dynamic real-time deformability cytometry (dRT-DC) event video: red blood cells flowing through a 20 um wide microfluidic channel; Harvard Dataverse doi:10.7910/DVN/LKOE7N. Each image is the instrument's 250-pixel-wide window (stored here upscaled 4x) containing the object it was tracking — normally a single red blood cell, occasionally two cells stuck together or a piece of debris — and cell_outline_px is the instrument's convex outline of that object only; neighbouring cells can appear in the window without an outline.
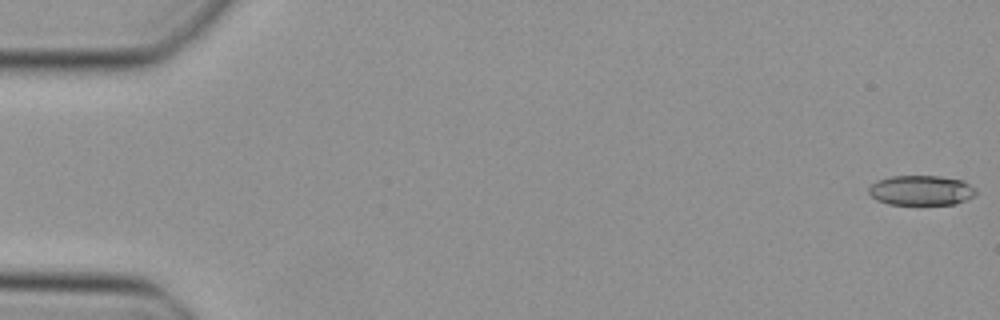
{"species": "Egyptian fruit bat (a non-hibernating species)", "species_latin": "Rousettus aegyptiacus", "temperature_condition": "cold", "stored_images_in_passage": 49, "camera_frame_rate_fps": 3000, "um_per_image_px": 0.085, "animal": {"sex": "female"}, "frame": {"image": 1, "passage_image": 1, "time_ms": 0.0, "image_size_px": [1000, 320], "cell_outline_px": [[976, 192], [972, 196], [956, 204], [888, 204], [876, 200], [868, 192], [868, 188], [876, 180], [892, 176], [940, 176], [964, 180], [976, 188]], "centroid_in_image_um": [78.29, 16.17], "position_along_channel_um": 6.7, "area_um2": 18.73}}
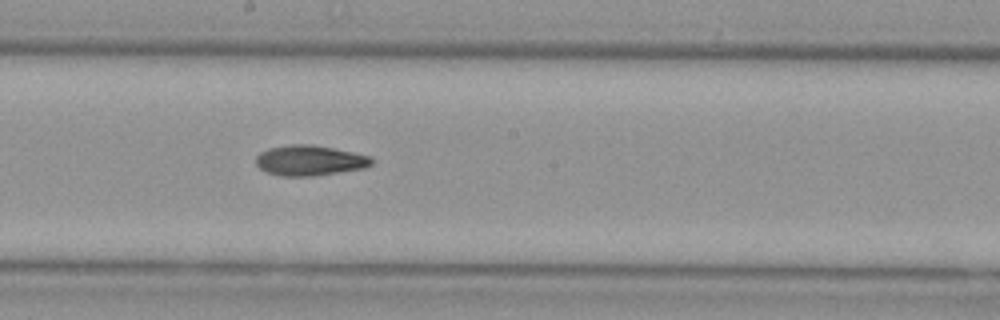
{"frame": {"image": 2, "passage_image": 27, "time_ms": 8.667, "image_size_px": [1000, 320], "cell_outline_px": [[372, 164], [364, 168], [312, 176], [280, 176], [268, 172], [260, 168], [256, 164], [256, 156], [260, 152], [268, 148], [292, 144], [312, 144], [352, 152], [368, 156], [372, 160]], "centroid_in_image_um": [26.28, 13.63], "position_along_channel_um": 221.9, "area_um2": 20.23}}
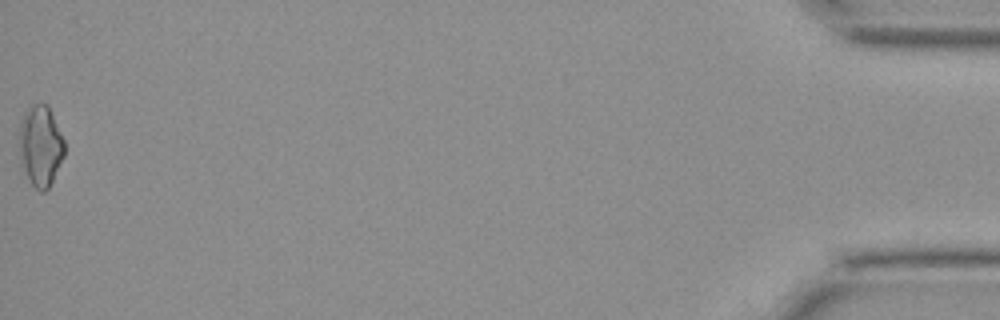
{"frame": {"image": 3, "passage_image": 49, "time_ms": 16.0, "image_size_px": [1000, 320], "cell_outline_px": [[64, 156], [48, 188], [44, 192], [40, 192], [32, 184], [24, 168], [20, 156], [20, 128], [24, 112], [32, 104], [48, 104], [64, 140]], "centroid_in_image_um": [3.46, 12.37], "position_along_channel_um": 431.7, "area_um2": 20.81}}